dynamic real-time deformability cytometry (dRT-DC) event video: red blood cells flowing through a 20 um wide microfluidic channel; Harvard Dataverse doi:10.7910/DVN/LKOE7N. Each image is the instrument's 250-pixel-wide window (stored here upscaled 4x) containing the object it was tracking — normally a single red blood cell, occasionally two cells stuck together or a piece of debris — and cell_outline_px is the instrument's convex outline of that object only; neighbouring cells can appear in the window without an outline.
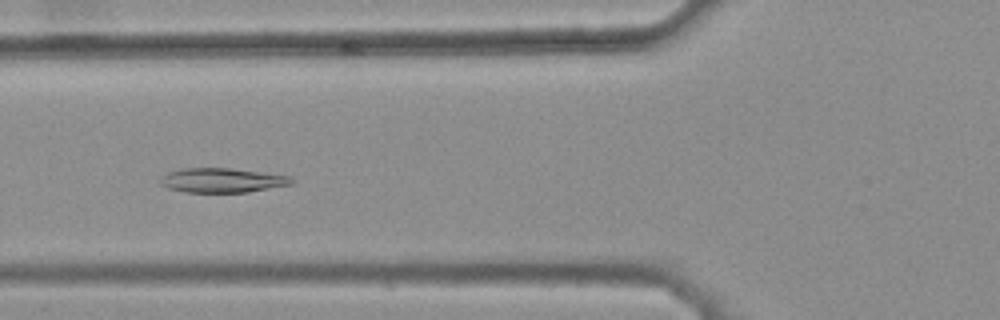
{"species": "common noctule bat (a hibernating species)", "species_latin": "Nyctalus noctula", "temperature_condition": "warm", "stored_images_in_passage": 41, "camera_frame_rate_fps": 3000, "um_per_image_px": 0.085, "animal": {"sex": "female", "body_mass_g": 25.1}, "frame": {"image": 1, "passage_image": 19, "time_ms": 6.0, "image_size_px": [1000, 320], "cell_outline_px": [[296, 180], [292, 184], [248, 192], [184, 192], [168, 188], [160, 184], [160, 176], [168, 172], [180, 168], [228, 168], [288, 176]], "centroid_in_image_um": [18.83, 15.33], "position_along_channel_um": 107.0, "area_um2": 18.61}}
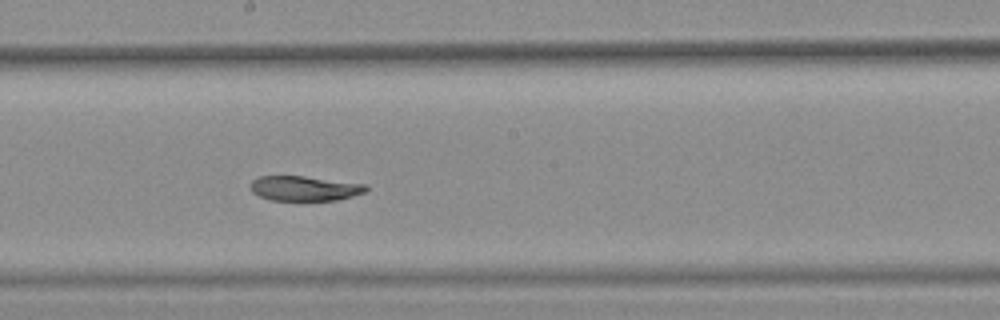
{"frame": {"image": 2, "passage_image": 28, "time_ms": 9.0, "image_size_px": [1000, 320], "cell_outline_px": [[368, 188], [364, 192], [352, 196], [336, 200], [272, 200], [260, 196], [252, 192], [252, 180], [260, 176], [304, 176], [368, 184]], "centroid_in_image_um": [25.92, 16.0], "position_along_channel_um": 222.3, "area_um2": 16.59}}
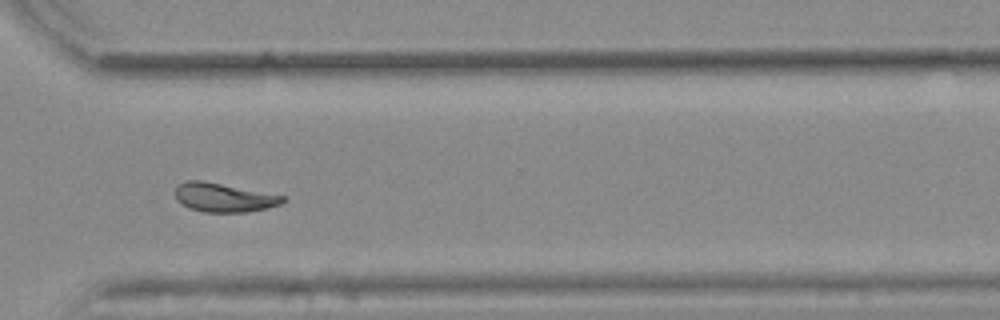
{"frame": {"image": 3, "passage_image": 38, "time_ms": 12.333, "image_size_px": [1000, 320], "cell_outline_px": [[288, 200], [280, 204], [268, 208], [248, 212], [204, 212], [188, 208], [180, 204], [176, 200], [176, 188], [180, 184], [188, 180], [204, 180], [284, 196]], "centroid_in_image_um": [19.02, 16.79], "position_along_channel_um": 351.6, "area_um2": 18.21}}